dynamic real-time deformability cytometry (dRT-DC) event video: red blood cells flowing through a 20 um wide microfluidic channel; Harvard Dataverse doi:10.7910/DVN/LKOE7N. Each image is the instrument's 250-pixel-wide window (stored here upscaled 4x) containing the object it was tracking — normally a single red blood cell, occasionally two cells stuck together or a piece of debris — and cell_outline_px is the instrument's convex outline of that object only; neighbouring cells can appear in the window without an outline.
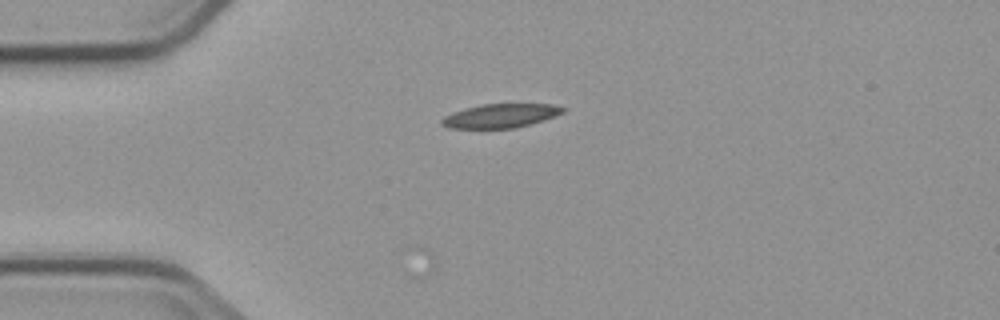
{"species": "common noctule bat (a hibernating species)", "species_latin": "Nyctalus noctula", "temperature_condition": "cold", "stored_images_in_passage": 4, "camera_frame_rate_fps": 3000, "um_per_image_px": 0.085, "animal": {"sex": "male", "body_mass_g": 23.1, "forearm_length_mm": 52.7}, "frame": {"image": 1, "passage_image": 2, "time_ms": 1.333, "image_size_px": [1000, 320], "cell_outline_px": [[564, 112], [544, 120], [512, 128], [448, 128], [440, 124], [440, 120], [444, 116], [452, 112], [464, 108], [484, 104], [552, 104], [564, 108]], "centroid_in_image_um": [42.49, 9.84], "position_along_channel_um": 42.5, "area_um2": 16.76}}